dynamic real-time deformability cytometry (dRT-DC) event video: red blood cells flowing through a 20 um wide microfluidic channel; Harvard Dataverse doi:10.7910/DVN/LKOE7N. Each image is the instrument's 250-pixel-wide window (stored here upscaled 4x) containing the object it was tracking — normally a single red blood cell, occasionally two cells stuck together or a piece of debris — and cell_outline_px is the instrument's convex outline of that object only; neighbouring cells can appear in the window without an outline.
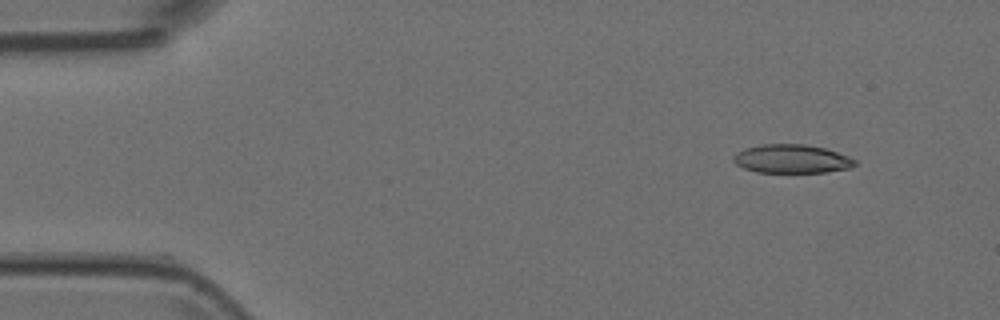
{"species": "Egyptian fruit bat (a non-hibernating species)", "species_latin": "Rousettus aegyptiacus", "temperature_condition": "room temperature", "stored_images_in_passage": 2, "camera_frame_rate_fps": 3000, "um_per_image_px": 0.085, "animal": {"sex": "female"}, "frame": {"image": 1, "passage_image": 1, "time_ms": 0.0, "image_size_px": [1000, 320], "cell_outline_px": [[856, 164], [848, 168], [824, 172], [756, 172], [744, 168], [736, 164], [732, 160], [732, 156], [736, 152], [744, 148], [760, 144], [804, 144], [824, 148], [848, 156], [856, 160]], "centroid_in_image_um": [67.24, 13.49], "position_along_channel_um": 17.8, "area_um2": 20.23}}